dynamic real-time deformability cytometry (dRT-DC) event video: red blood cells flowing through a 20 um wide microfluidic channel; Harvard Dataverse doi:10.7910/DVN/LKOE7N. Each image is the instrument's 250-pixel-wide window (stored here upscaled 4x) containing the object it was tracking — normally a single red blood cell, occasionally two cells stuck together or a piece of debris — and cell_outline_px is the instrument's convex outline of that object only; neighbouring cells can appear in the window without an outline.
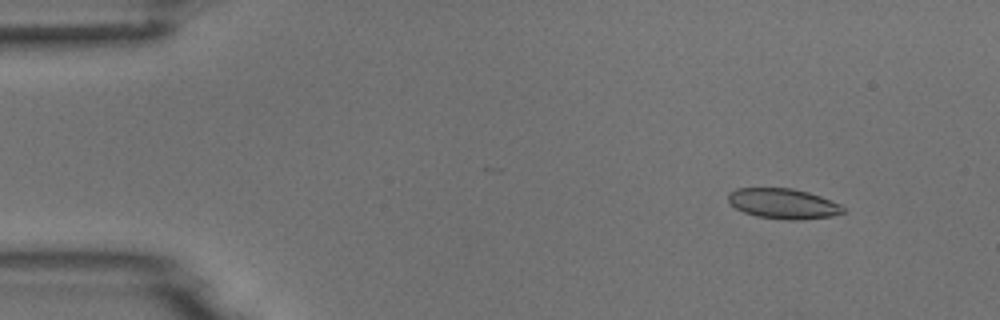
{"species": "common noctule bat (a hibernating species)", "species_latin": "Nyctalus noctula", "temperature_condition": "room temperature", "stored_images_in_passage": 4, "camera_frame_rate_fps": 3000, "um_per_image_px": 0.085, "animal": {"sex": "male", "body_mass_g": 18.8}, "frame": {"image": 1, "passage_image": 2, "time_ms": 1.0, "image_size_px": [1000, 320], "cell_outline_px": [[844, 212], [832, 216], [800, 220], [788, 220], [756, 216], [744, 212], [736, 208], [728, 200], [728, 192], [736, 188], [792, 188], [808, 192], [820, 196], [840, 204], [844, 208]], "centroid_in_image_um": [66.56, 17.31], "position_along_channel_um": 18.4, "area_um2": 20.23}}
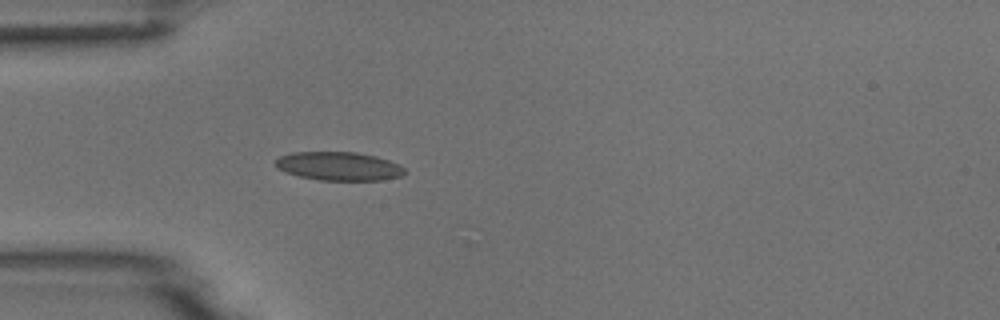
{"frame": {"image": 2, "passage_image": 4, "time_ms": 4.333, "image_size_px": [1000, 320], "cell_outline_px": [[408, 172], [404, 176], [384, 180], [320, 180], [300, 176], [284, 172], [276, 168], [276, 160], [280, 156], [292, 152], [356, 152], [376, 156], [400, 164]], "centroid_in_image_um": [28.85, 14.13], "position_along_channel_um": 56.2, "area_um2": 21.73}}